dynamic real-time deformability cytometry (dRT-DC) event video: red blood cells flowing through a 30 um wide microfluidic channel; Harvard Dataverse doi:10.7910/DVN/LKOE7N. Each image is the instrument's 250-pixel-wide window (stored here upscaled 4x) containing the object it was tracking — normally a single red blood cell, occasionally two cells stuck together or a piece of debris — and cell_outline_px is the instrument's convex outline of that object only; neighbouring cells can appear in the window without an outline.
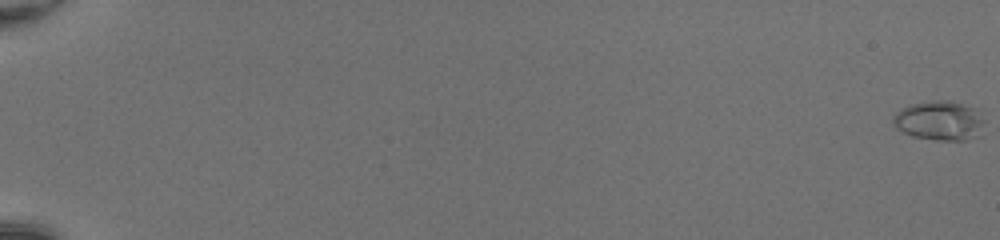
{"species": "common noctule bat (a hibernating species)", "species_latin": "Nyctalus noctula", "temperature_condition": "room temperature", "stored_images_in_passage": 34, "camera_frame_rate_fps": 3000, "um_per_image_px": 0.085, "animal": {"sex": "female", "body_mass_g": 20.0, "forearm_length_mm": 54.0}, "frame": {"image": 1, "passage_image": 1, "time_ms": 0.0, "image_size_px": [1000, 240], "cell_outline_px": [[984, 136], [968, 140], [936, 140], [912, 136], [896, 128], [892, 124], [892, 116], [900, 108], [912, 104], [928, 100], [952, 100], [980, 108], [984, 120]], "centroid_in_image_um": [79.94, 10.24], "position_along_channel_um": 5.1, "area_um2": 22.02}}
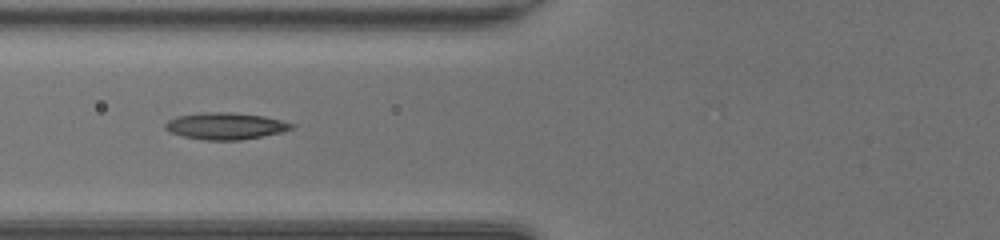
{"frame": {"image": 2, "passage_image": 25, "time_ms": 8.0, "image_size_px": [1000, 240], "cell_outline_px": [[296, 128], [280, 132], [240, 140], [204, 140], [184, 136], [168, 132], [164, 128], [164, 124], [168, 120], [176, 116], [200, 112], [232, 112], [264, 116], [296, 124]], "centroid_in_image_um": [19.14, 10.7], "position_along_channel_um": 106.7, "area_um2": 19.83}}
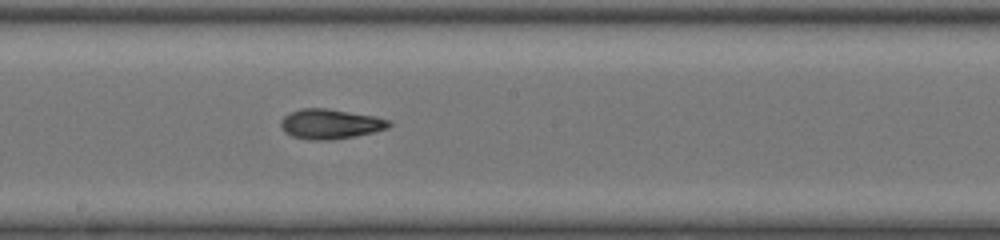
{"frame": {"image": 3, "passage_image": 33, "time_ms": 10.667, "image_size_px": [1000, 240], "cell_outline_px": [[392, 124], [388, 128], [372, 132], [352, 136], [328, 140], [308, 140], [292, 136], [284, 132], [280, 124], [280, 120], [288, 112], [300, 108], [328, 108], [376, 116], [392, 120]], "centroid_in_image_um": [28.06, 10.52], "position_along_channel_um": 220.1, "area_um2": 19.02}}